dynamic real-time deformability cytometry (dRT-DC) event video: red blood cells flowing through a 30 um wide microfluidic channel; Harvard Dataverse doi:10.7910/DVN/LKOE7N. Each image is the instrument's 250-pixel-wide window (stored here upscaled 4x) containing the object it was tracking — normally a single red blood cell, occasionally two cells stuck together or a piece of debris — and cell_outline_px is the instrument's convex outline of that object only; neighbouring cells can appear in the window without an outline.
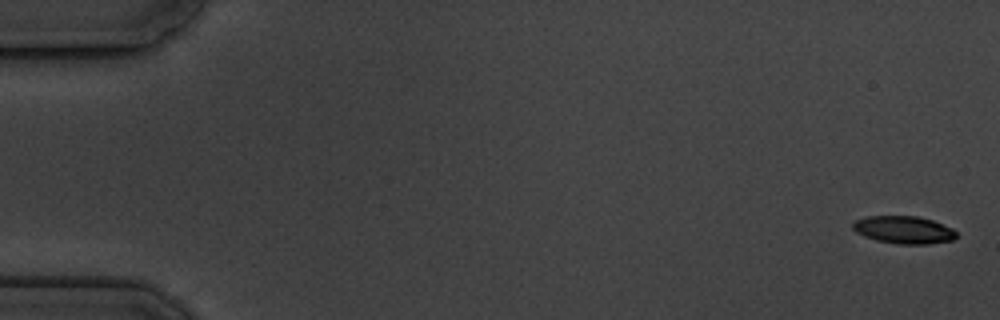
{"species": "common noctule bat (a hibernating species)", "species_latin": "Nyctalus noctula", "temperature_condition": "cold", "stored_images_in_passage": 6, "camera_frame_rate_fps": 3000, "um_per_image_px": 0.085, "animal": {"sex": "male", "body_mass_g": 19.5, "forearm_length_mm": 54.6}, "frame": {"image": 1, "passage_image": 1, "time_ms": 0.0, "image_size_px": [1000, 320], "cell_outline_px": [[956, 236], [952, 240], [928, 244], [896, 244], [876, 240], [864, 236], [856, 232], [852, 228], [852, 224], [856, 220], [868, 216], [916, 216], [932, 220], [952, 228], [956, 232]], "centroid_in_image_um": [76.8, 19.54], "position_along_channel_um": 8.2, "area_um2": 16.59}}
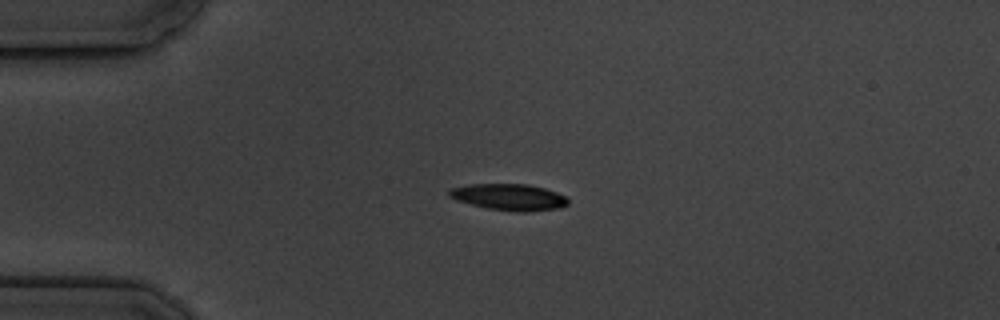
{"frame": {"image": 2, "passage_image": 4, "time_ms": 4.333, "image_size_px": [1000, 320], "cell_outline_px": [[568, 204], [560, 208], [528, 212], [516, 212], [488, 208], [456, 200], [448, 196], [448, 192], [452, 188], [468, 184], [528, 184], [544, 188], [556, 192], [564, 196], [568, 200]], "centroid_in_image_um": [43.28, 16.75], "position_along_channel_um": 41.7, "area_um2": 18.26}}